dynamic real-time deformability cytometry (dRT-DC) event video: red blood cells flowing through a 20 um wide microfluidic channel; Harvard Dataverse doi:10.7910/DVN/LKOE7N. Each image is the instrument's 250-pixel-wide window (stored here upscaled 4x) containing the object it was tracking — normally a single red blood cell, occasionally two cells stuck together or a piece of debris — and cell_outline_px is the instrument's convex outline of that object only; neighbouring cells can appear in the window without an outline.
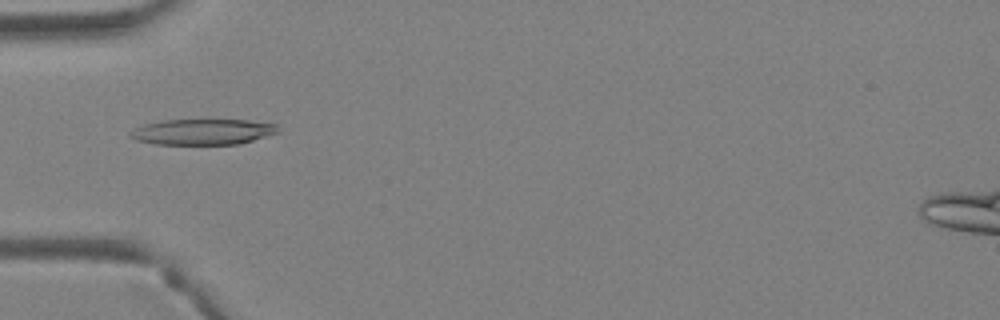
{"species": "Egyptian fruit bat (a non-hibernating species)", "species_latin": "Rousettus aegyptiacus", "temperature_condition": "warm", "stored_images_in_passage": 4, "camera_frame_rate_fps": 3000, "um_per_image_px": 0.085, "animal": {"sex": "female"}, "frame": {"image": 1, "passage_image": 3, "time_ms": 0.667, "image_size_px": [1000, 320], "cell_outline_px": [[280, 132], [240, 144], [156, 144], [136, 140], [128, 136], [128, 132], [144, 124], [164, 120], [248, 120], [276, 124]], "centroid_in_image_um": [17.23, 11.21], "position_along_channel_um": 67.8, "area_um2": 22.14}}
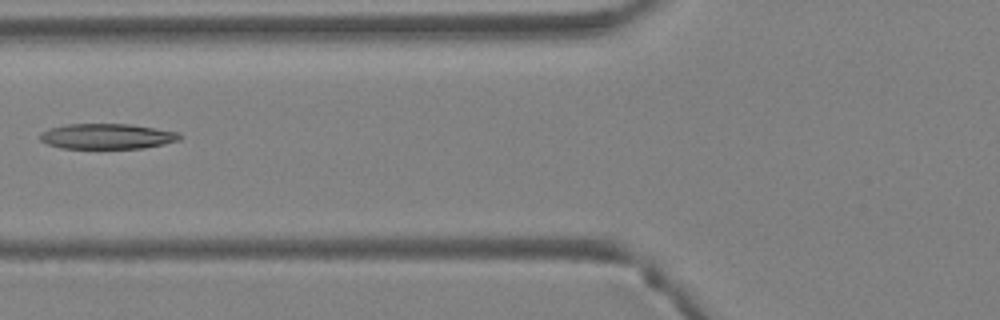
{"frame": {"image": 2, "passage_image": 4, "time_ms": 1.0, "image_size_px": [1000, 320], "cell_outline_px": [[184, 136], [180, 140], [164, 144], [144, 148], [60, 148], [48, 144], [40, 140], [40, 132], [48, 128], [68, 124], [128, 124], [180, 132]], "centroid_in_image_um": [9.12, 11.58], "position_along_channel_um": 116.7, "area_um2": 20.75}}